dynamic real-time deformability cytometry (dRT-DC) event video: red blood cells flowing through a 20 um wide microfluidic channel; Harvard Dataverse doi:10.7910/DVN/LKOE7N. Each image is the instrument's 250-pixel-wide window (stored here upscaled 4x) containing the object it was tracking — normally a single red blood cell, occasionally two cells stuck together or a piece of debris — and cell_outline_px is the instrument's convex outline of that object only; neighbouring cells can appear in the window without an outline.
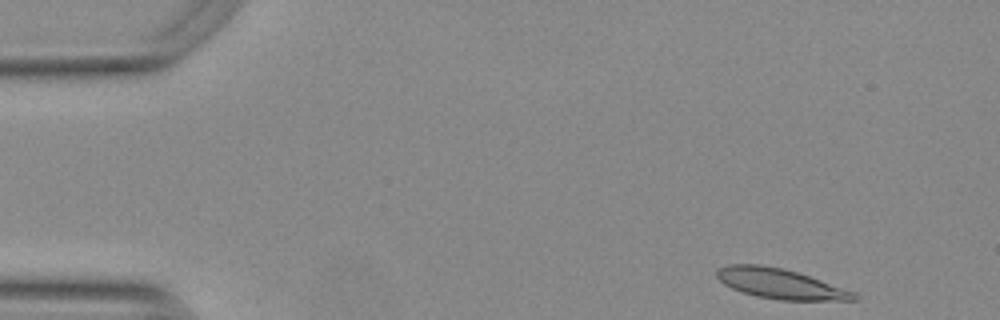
{"species": "Egyptian fruit bat (a non-hibernating species)", "species_latin": "Rousettus aegyptiacus", "temperature_condition": "warm", "stored_images_in_passage": 50, "camera_frame_rate_fps": 3000, "um_per_image_px": 0.085, "animal": {"sex": "female"}, "frame": {"image": 1, "passage_image": 1, "time_ms": 0.0, "image_size_px": [1000, 320], "cell_outline_px": [[860, 296], [856, 300], [780, 300], [756, 296], [732, 288], [724, 284], [716, 276], [716, 268], [728, 264], [756, 264], [780, 268], [796, 272], [856, 292]], "centroid_in_image_um": [66.31, 24.12], "position_along_channel_um": 18.7, "area_um2": 23.81}}
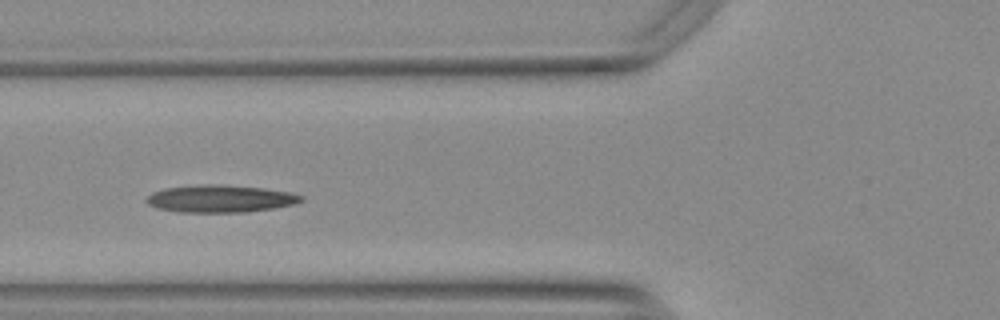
{"frame": {"image": 2, "passage_image": 16, "time_ms": 5.0, "image_size_px": [1000, 320], "cell_outline_px": [[304, 200], [296, 204], [248, 212], [176, 212], [160, 208], [148, 204], [144, 200], [152, 192], [164, 188], [212, 184], [260, 188], [288, 192], [304, 196]], "centroid_in_image_um": [18.72, 16.9], "position_along_channel_um": 107.1, "area_um2": 24.39}}
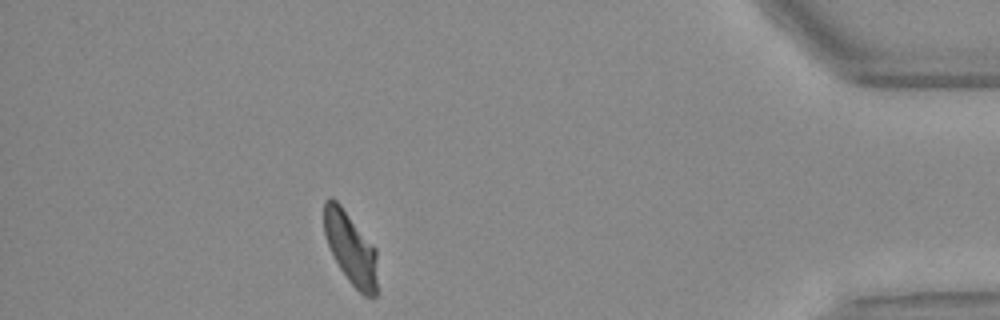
{"frame": {"image": 3, "passage_image": 44, "time_ms": 14.333, "image_size_px": [1000, 320], "cell_outline_px": [[376, 296], [364, 296], [348, 280], [340, 268], [328, 244], [324, 232], [324, 200], [332, 196], [340, 204], [376, 248]], "centroid_in_image_um": [29.8, 21.07], "position_along_channel_um": 405.4, "area_um2": 22.08}, "authors_computed_cell_mechanics": {"area_um2": 23.2934, "velocity_mm_per_s": 3.7303, "shape_relaxation_time_tau1_ms": null, "shape_relaxation_time_tau2_ms": 1.2487, "deformation_change_tau1": null, "deformation_change_tau2": 0.0826}}